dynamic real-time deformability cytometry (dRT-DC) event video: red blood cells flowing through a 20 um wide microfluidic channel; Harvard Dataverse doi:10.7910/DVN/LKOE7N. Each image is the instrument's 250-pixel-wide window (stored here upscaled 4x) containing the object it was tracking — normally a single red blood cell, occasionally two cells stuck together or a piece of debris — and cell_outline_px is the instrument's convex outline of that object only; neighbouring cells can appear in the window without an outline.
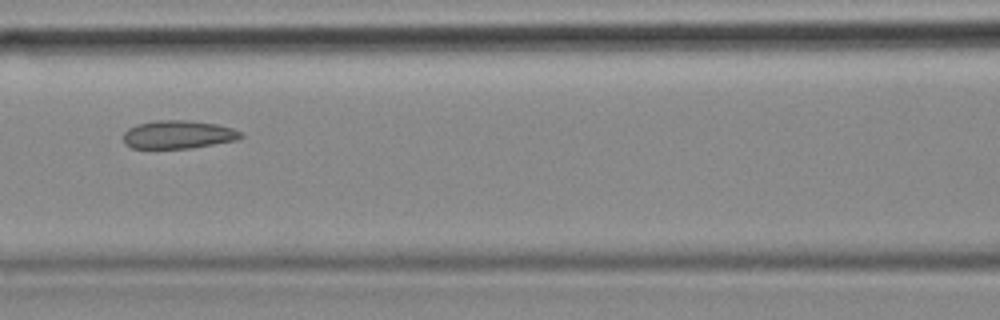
{"species": "common noctule bat (a hibernating species)", "species_latin": "Nyctalus noctula", "temperature_condition": "cold", "stored_images_in_passage": 55, "camera_frame_rate_fps": 3000, "um_per_image_px": 0.085, "animal": {"sex": "female", "body_mass_g": 18.4}, "frame": {"image": 1, "passage_image": 24, "time_ms": 7.667, "image_size_px": [1000, 320], "cell_outline_px": [[244, 136], [240, 140], [192, 148], [132, 148], [124, 144], [124, 132], [128, 128], [136, 124], [156, 120], [184, 120], [216, 124], [232, 128], [240, 132]], "centroid_in_image_um": [15.16, 11.44], "position_along_channel_um": 151.4, "area_um2": 19.42}, "authors_computed_cell_mechanics": {"area_um2": 20.6346, "velocity_mm_per_s": 3.6467, "shape_relaxation_time_tau1_ms": null, "shape_relaxation_time_tau2_ms": 2.6336, "deformation_change_tau1": null, "deformation_change_tau2": 0.0832}}